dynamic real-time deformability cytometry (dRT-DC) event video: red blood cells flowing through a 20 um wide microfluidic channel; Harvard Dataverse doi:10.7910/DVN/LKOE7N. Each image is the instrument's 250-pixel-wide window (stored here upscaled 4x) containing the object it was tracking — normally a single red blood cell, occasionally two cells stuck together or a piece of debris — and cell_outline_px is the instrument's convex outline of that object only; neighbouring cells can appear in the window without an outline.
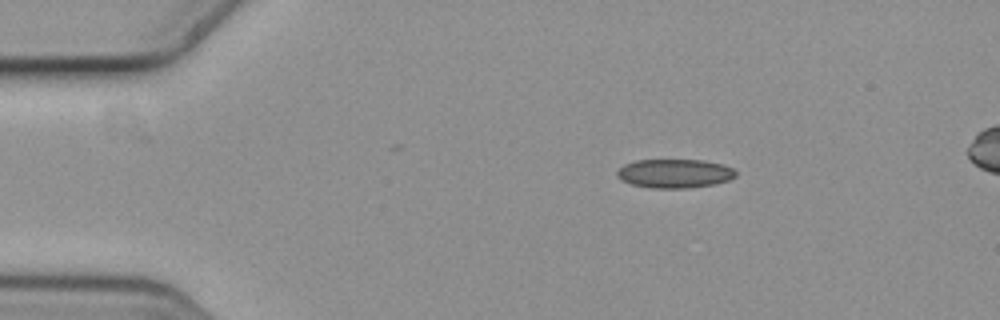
{"species": "common noctule bat (a hibernating species)", "species_latin": "Nyctalus noctula", "temperature_condition": "cold", "stored_images_in_passage": 6, "segment_of_instrument_passage": [2, 2], "camera_frame_rate_fps": 3000, "um_per_image_px": 0.085, "animal": {"sex": "female", "body_mass_g": 19.3, "forearm_length_mm": 54.1}, "frame": {"image": 1, "passage_image": 6, "time_ms": 1.667, "image_size_px": [1000, 320], "cell_outline_px": [[736, 176], [728, 180], [712, 184], [688, 188], [652, 188], [632, 184], [616, 176], [616, 172], [624, 164], [636, 160], [704, 160], [720, 164], [732, 168], [736, 172]], "centroid_in_image_um": [57.33, 14.74], "position_along_channel_um": 27.7, "area_um2": 19.77}}